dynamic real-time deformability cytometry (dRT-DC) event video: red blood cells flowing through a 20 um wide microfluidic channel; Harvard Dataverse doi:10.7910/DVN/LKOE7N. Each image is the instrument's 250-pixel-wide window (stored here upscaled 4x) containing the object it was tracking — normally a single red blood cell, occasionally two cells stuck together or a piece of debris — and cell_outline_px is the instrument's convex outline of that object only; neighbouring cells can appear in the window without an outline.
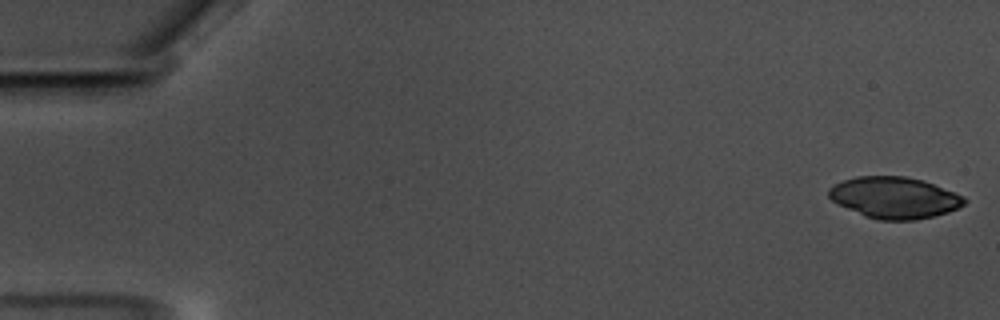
{"species": "common noctule bat (a hibernating species)", "species_latin": "Nyctalus noctula", "temperature_condition": "warm", "stored_images_in_passage": 57, "camera_frame_rate_fps": 3000, "um_per_image_px": 0.085, "animal": {"sex": "male", "body_mass_g": 17.5, "forearm_length_mm": 52.3}, "frame": {"image": 1, "passage_image": 1, "time_ms": 0.0, "image_size_px": [1000, 320], "cell_outline_px": [[968, 200], [964, 204], [948, 212], [916, 220], [880, 220], [864, 216], [836, 204], [828, 196], [828, 188], [832, 184], [856, 176], [904, 176], [924, 180], [956, 192], [964, 196]], "centroid_in_image_um": [76.01, 16.79], "position_along_channel_um": 9.0, "area_um2": 33.0}}